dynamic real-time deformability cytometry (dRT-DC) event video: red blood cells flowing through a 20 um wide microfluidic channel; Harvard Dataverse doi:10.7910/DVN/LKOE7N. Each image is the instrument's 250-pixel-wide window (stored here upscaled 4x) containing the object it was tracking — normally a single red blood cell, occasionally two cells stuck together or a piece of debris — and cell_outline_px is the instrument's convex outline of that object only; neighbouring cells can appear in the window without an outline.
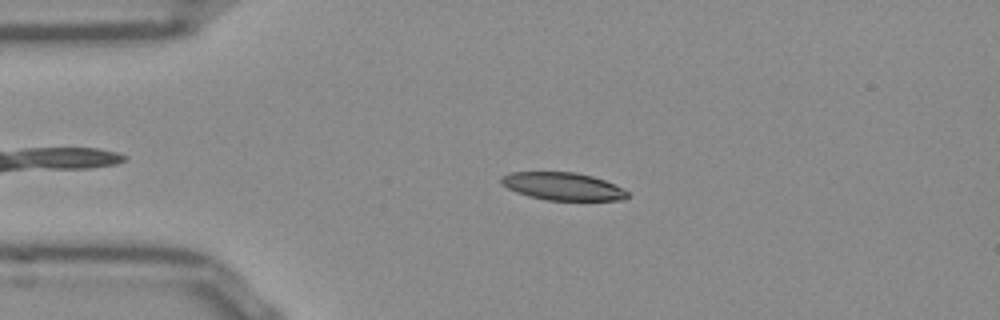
{"species": "Egyptian fruit bat (a non-hibernating species)", "species_latin": "Rousettus aegyptiacus", "temperature_condition": "room temperature", "stored_images_in_passage": 52, "camera_frame_rate_fps": 3000, "um_per_image_px": 0.085, "frame": {"image": 1, "passage_image": 11, "time_ms": 3.333, "image_size_px": [1000, 320], "cell_outline_px": [[628, 196], [624, 200], [544, 200], [528, 196], [516, 192], [508, 188], [500, 180], [500, 176], [512, 172], [576, 172], [592, 176], [604, 180], [628, 192]], "centroid_in_image_um": [47.81, 15.84], "position_along_channel_um": 37.2, "area_um2": 20.23}}
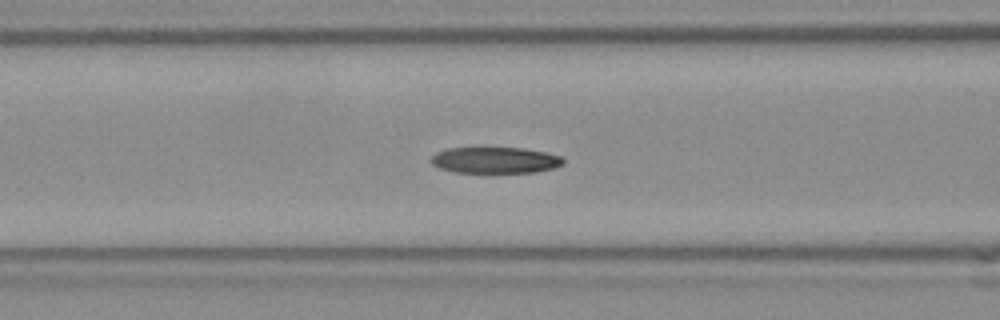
{"frame": {"image": 2, "passage_image": 20, "time_ms": 6.333, "image_size_px": [1000, 320], "cell_outline_px": [[564, 164], [552, 168], [536, 172], [492, 176], [452, 172], [440, 168], [432, 164], [432, 156], [436, 152], [448, 148], [476, 144], [480, 144], [524, 148], [544, 152], [560, 156], [564, 160]], "centroid_in_image_um": [42.02, 13.61], "position_along_channel_um": 124.6, "area_um2": 22.37}}
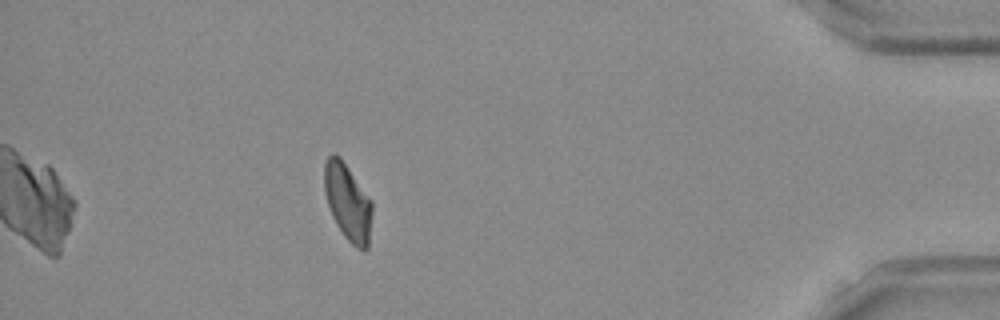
{"frame": {"image": 3, "passage_image": 46, "time_ms": 15.0, "image_size_px": [1000, 320], "cell_outline_px": [[372, 212], [368, 248], [364, 252], [356, 248], [344, 236], [336, 224], [332, 216], [324, 192], [324, 164], [328, 156], [332, 152], [340, 156], [372, 200]], "centroid_in_image_um": [29.56, 17.17], "position_along_channel_um": 405.6, "area_um2": 21.62}, "authors_computed_cell_mechanics": {"area_um2": 21.2704, "velocity_mm_per_s": 3.8666, "shape_relaxation_time_tau1_ms": null, "shape_relaxation_time_tau2_ms": 9.3834, "deformation_change_tau1": null, "deformation_change_tau2": 0.1814}}